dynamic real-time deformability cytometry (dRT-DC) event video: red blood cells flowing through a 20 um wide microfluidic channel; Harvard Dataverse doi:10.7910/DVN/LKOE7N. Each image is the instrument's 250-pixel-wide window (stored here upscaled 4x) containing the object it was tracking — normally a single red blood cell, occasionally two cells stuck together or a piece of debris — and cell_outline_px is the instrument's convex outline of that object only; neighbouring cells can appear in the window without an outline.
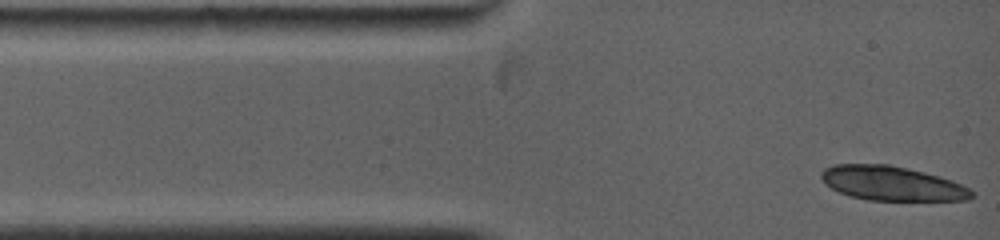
{"species": "common noctule bat (a hibernating species)", "species_latin": "Nyctalus noctula", "temperature_condition": "warm", "stored_images_in_passage": 4, "camera_frame_rate_fps": 5000, "um_per_image_px": 0.085, "animal": {"sex": "female", "body_mass_g": 19.0, "forearm_length_mm": 53.3}, "frame": {"image": 1, "passage_image": 1, "time_ms": 0.0, "image_size_px": [1000, 240], "cell_outline_px": [[976, 196], [968, 200], [868, 200], [848, 196], [824, 184], [820, 180], [820, 172], [824, 168], [832, 164], [888, 164], [924, 172], [940, 176], [952, 180], [968, 188]], "centroid_in_image_um": [75.77, 15.58], "position_along_channel_um": 9.2, "area_um2": 30.29}}